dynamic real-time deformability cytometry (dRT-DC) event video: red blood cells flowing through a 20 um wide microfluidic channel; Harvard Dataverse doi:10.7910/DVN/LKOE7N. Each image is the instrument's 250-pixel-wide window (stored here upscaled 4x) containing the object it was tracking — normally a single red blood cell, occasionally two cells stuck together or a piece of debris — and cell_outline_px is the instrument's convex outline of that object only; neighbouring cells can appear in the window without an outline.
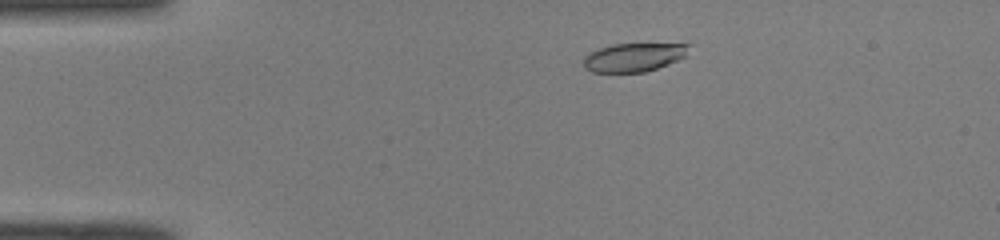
{"species": "common noctule bat (a hibernating species)", "species_latin": "Nyctalus noctula", "temperature_condition": "room temperature", "stored_images_in_passage": 47, "camera_frame_rate_fps": 3000, "um_per_image_px": 0.085, "animal": {"sex": "male", "body_mass_g": 19.0, "forearm_length_mm": 50.8}, "frame": {"image": 1, "passage_image": 7, "time_ms": 2.0, "image_size_px": [1000, 240], "cell_outline_px": [[688, 56], [668, 64], [644, 72], [592, 72], [584, 68], [584, 56], [600, 48], [612, 44], [688, 44]], "centroid_in_image_um": [53.87, 4.87], "position_along_channel_um": 31.1, "area_um2": 17.4}}
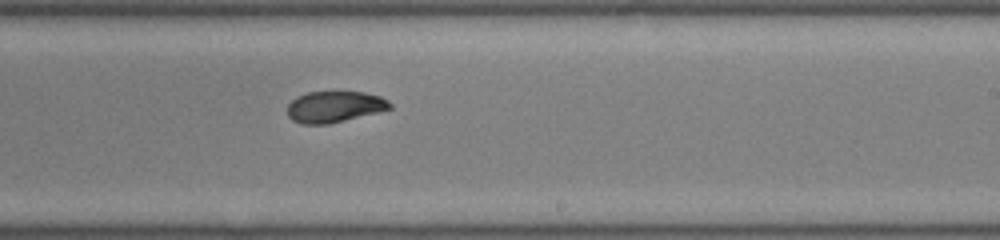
{"frame": {"image": 2, "passage_image": 28, "time_ms": 9.0, "image_size_px": [1000, 240], "cell_outline_px": [[392, 108], [328, 124], [300, 124], [292, 120], [288, 116], [288, 104], [296, 96], [308, 92], [364, 92], [380, 96], [388, 100], [392, 104]], "centroid_in_image_um": [28.41, 9.07], "position_along_channel_um": 260.6, "area_um2": 18.55}}
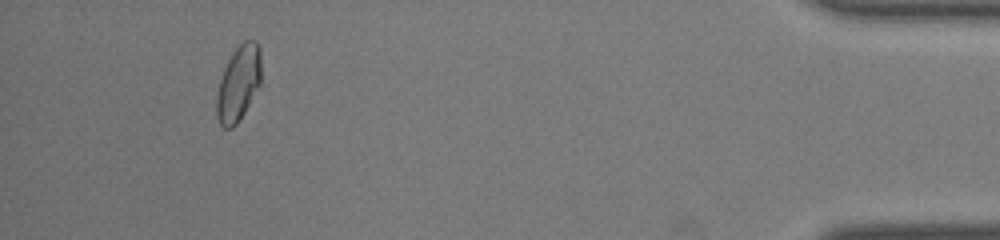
{"frame": {"image": 3, "passage_image": 44, "time_ms": 14.333, "image_size_px": [1000, 240], "cell_outline_px": [[260, 84], [244, 112], [236, 124], [232, 128], [224, 128], [220, 124], [216, 116], [216, 96], [220, 80], [224, 68], [232, 52], [244, 40], [256, 40], [260, 48]], "centroid_in_image_um": [20.26, 7.07], "position_along_channel_um": 414.9, "area_um2": 19.42}, "authors_computed_cell_mechanics": {"area_um2": 19.4208, "velocity_mm_per_s": 4.071, "shape_relaxation_time_tau1_ms": 3.6169, "shape_relaxation_time_tau2_ms": 2.422, "deformation_change_tau1": 0.1239, "deformation_change_tau2": 0.0522}}